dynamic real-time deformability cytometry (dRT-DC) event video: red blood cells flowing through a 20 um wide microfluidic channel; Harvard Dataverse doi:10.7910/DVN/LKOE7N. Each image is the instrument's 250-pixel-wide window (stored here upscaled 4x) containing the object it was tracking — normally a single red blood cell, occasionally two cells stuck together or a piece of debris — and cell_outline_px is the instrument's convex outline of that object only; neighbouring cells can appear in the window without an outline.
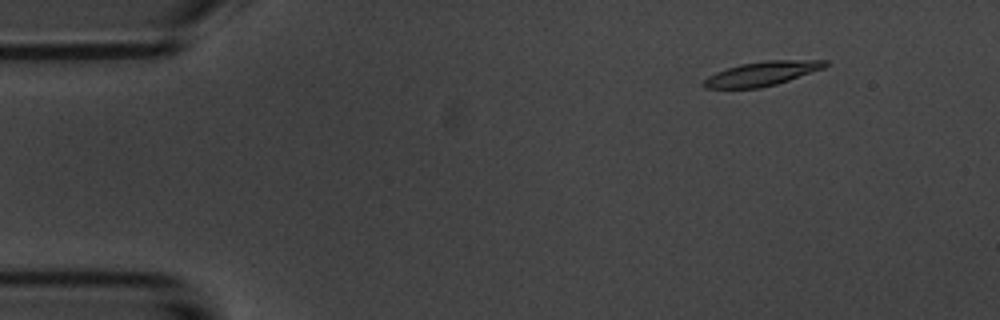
{"species": "common noctule bat (a hibernating species)", "species_latin": "Nyctalus noctula", "temperature_condition": "room temperature", "stored_images_in_passage": 9, "camera_frame_rate_fps": 3000, "um_per_image_px": 0.085, "animal": {"sex": "male", "body_mass_g": 20.1, "forearm_length_mm": 53.5}, "frame": {"image": 1, "passage_image": 1, "time_ms": 0.0, "image_size_px": [1000, 320], "cell_outline_px": [[828, 64], [824, 68], [776, 84], [760, 88], [704, 88], [700, 84], [708, 76], [716, 72], [740, 64], [764, 60], [828, 60]], "centroid_in_image_um": [64.75, 6.25], "position_along_channel_um": 20.3, "area_um2": 17.11}}
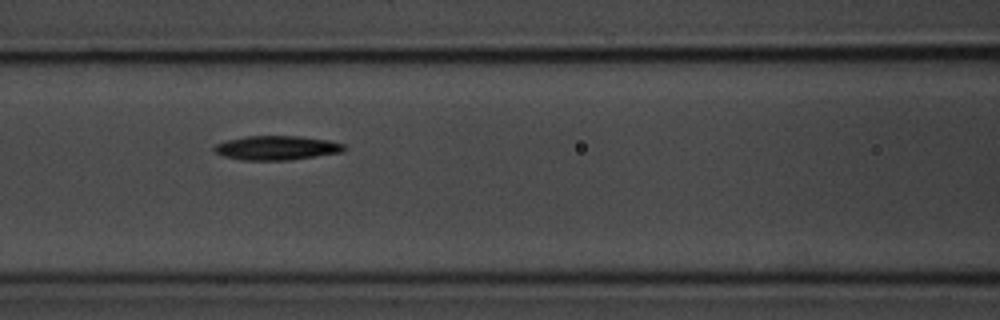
{"frame": {"image": 2, "passage_image": 6, "time_ms": 5.667, "image_size_px": [1000, 320], "cell_outline_px": [[348, 148], [340, 152], [288, 160], [244, 160], [224, 156], [216, 152], [212, 148], [216, 144], [228, 140], [244, 136], [300, 136], [328, 140], [344, 144]], "centroid_in_image_um": [23.52, 12.56], "position_along_channel_um": 143.1, "area_um2": 18.15}}
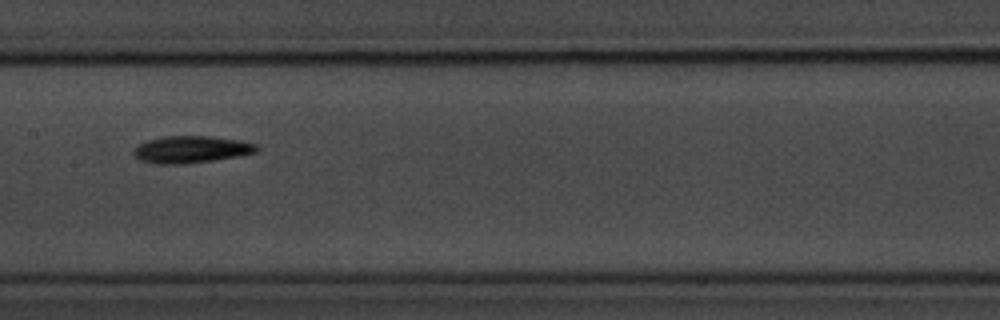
{"frame": {"image": 3, "passage_image": 7, "time_ms": 7.0, "image_size_px": [1000, 320], "cell_outline_px": [[260, 148], [256, 152], [236, 156], [188, 164], [156, 164], [140, 160], [132, 152], [132, 148], [148, 140], [164, 136], [208, 136], [240, 140], [256, 144]], "centroid_in_image_um": [16.23, 12.7], "position_along_channel_um": 191.2, "area_um2": 19.36}}